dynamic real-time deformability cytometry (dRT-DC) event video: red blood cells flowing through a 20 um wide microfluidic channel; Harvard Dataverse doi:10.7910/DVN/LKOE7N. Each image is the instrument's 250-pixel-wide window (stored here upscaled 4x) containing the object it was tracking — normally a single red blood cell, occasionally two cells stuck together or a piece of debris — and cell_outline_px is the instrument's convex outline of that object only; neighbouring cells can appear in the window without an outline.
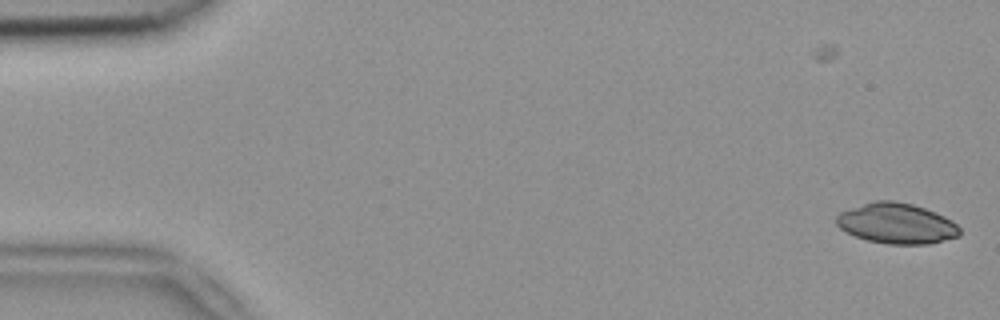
{"species": "common noctule bat (a hibernating species)", "species_latin": "Nyctalus noctula", "temperature_condition": "room temperature", "stored_images_in_passage": 5, "camera_frame_rate_fps": 3000, "um_per_image_px": 0.085, "animal": {"sex": "female", "body_mass_g": 18.4}, "frame": {"image": 1, "passage_image": 2, "time_ms": 0.333, "image_size_px": [1000, 320], "cell_outline_px": [[960, 236], [928, 244], [888, 244], [868, 240], [844, 232], [836, 224], [836, 216], [840, 212], [876, 200], [892, 200], [912, 204], [924, 208], [944, 216], [952, 220], [960, 228]], "centroid_in_image_um": [76.21, 19.0], "position_along_channel_um": 8.8, "area_um2": 28.96}}